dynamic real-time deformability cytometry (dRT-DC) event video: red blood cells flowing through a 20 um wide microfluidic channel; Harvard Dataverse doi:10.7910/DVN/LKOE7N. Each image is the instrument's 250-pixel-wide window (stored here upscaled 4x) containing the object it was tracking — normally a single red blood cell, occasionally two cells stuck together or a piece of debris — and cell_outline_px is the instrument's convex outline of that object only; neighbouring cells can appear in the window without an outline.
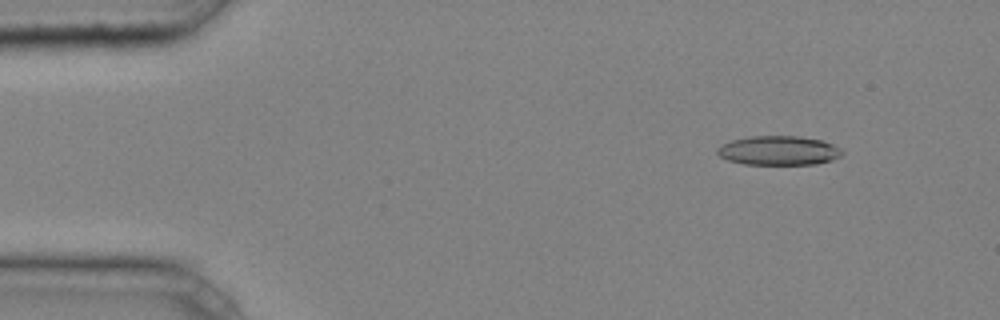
{"species": "common noctule bat (a hibernating species)", "species_latin": "Nyctalus noctula", "temperature_condition": "cold", "stored_images_in_passage": 43, "camera_frame_rate_fps": 3000, "um_per_image_px": 0.085, "animal": {"sex": "male", "body_mass_g": 20.4}, "frame": {"image": 1, "passage_image": 5, "time_ms": 1.333, "image_size_px": [1000, 320], "cell_outline_px": [[844, 152], [840, 156], [832, 160], [816, 164], [744, 164], [728, 160], [720, 156], [716, 152], [716, 148], [732, 140], [748, 136], [800, 136], [820, 140], [832, 144], [840, 148]], "centroid_in_image_um": [66.19, 12.79], "position_along_channel_um": 18.8, "area_um2": 21.21}}
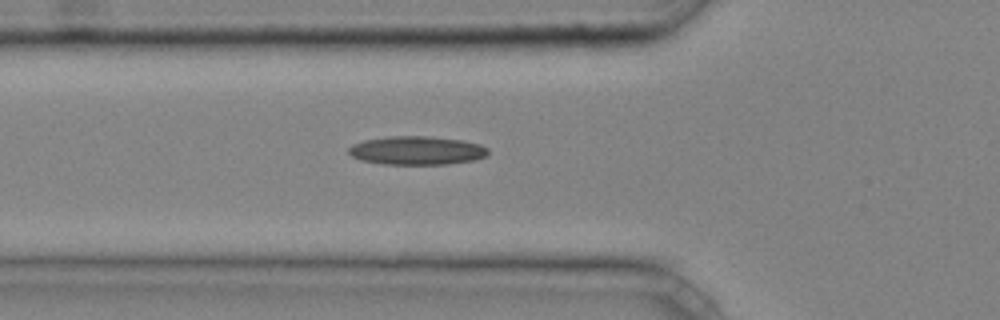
{"frame": {"image": 2, "passage_image": 16, "time_ms": 5.0, "image_size_px": [1000, 320], "cell_outline_px": [[488, 156], [476, 160], [448, 164], [384, 164], [360, 160], [352, 156], [348, 152], [348, 148], [352, 144], [364, 140], [392, 136], [428, 136], [464, 140], [480, 144], [488, 148]], "centroid_in_image_um": [35.46, 12.79], "position_along_channel_um": 90.3, "area_um2": 23.41}}
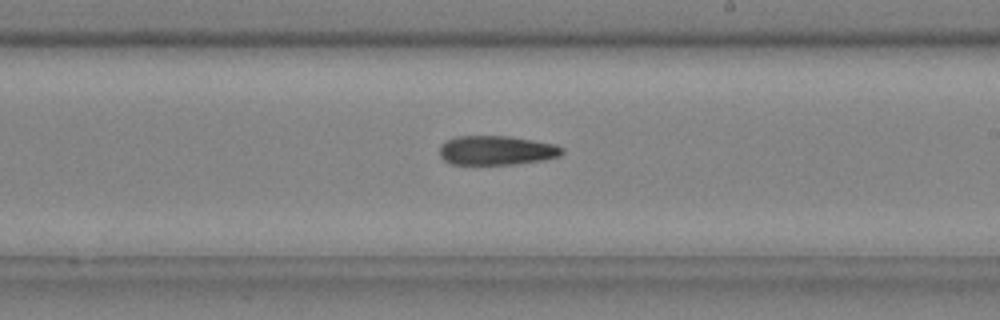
{"frame": {"image": 3, "passage_image": 27, "time_ms": 8.667, "image_size_px": [1000, 320], "cell_outline_px": [[564, 152], [560, 156], [544, 160], [512, 164], [452, 164], [444, 160], [440, 156], [440, 144], [444, 140], [456, 136], [508, 136], [556, 144], [564, 148]], "centroid_in_image_um": [42.2, 12.77], "position_along_channel_um": 246.8, "area_um2": 21.04}}